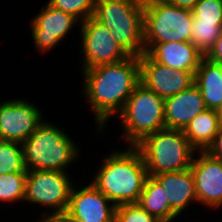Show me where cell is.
I'll return each mask as SVG.
<instances>
[{"mask_svg": "<svg viewBox=\"0 0 222 222\" xmlns=\"http://www.w3.org/2000/svg\"><path fill=\"white\" fill-rule=\"evenodd\" d=\"M146 53L156 62L189 72H196L204 57L189 41L155 43Z\"/></svg>", "mask_w": 222, "mask_h": 222, "instance_id": "cell-16", "label": "cell"}, {"mask_svg": "<svg viewBox=\"0 0 222 222\" xmlns=\"http://www.w3.org/2000/svg\"><path fill=\"white\" fill-rule=\"evenodd\" d=\"M165 3L176 5L180 8L192 10L199 0H159Z\"/></svg>", "mask_w": 222, "mask_h": 222, "instance_id": "cell-30", "label": "cell"}, {"mask_svg": "<svg viewBox=\"0 0 222 222\" xmlns=\"http://www.w3.org/2000/svg\"><path fill=\"white\" fill-rule=\"evenodd\" d=\"M217 64H219V66L221 67V70H222V63H217Z\"/></svg>", "mask_w": 222, "mask_h": 222, "instance_id": "cell-32", "label": "cell"}, {"mask_svg": "<svg viewBox=\"0 0 222 222\" xmlns=\"http://www.w3.org/2000/svg\"><path fill=\"white\" fill-rule=\"evenodd\" d=\"M72 178L74 177L69 172L27 170L24 202L33 204L32 206L36 204L35 206L38 205L37 207L43 209V212L40 211L41 218L38 220L67 212L71 191L75 184Z\"/></svg>", "mask_w": 222, "mask_h": 222, "instance_id": "cell-8", "label": "cell"}, {"mask_svg": "<svg viewBox=\"0 0 222 222\" xmlns=\"http://www.w3.org/2000/svg\"><path fill=\"white\" fill-rule=\"evenodd\" d=\"M164 99L139 83L116 116L125 146H135L147 135L165 129Z\"/></svg>", "mask_w": 222, "mask_h": 222, "instance_id": "cell-5", "label": "cell"}, {"mask_svg": "<svg viewBox=\"0 0 222 222\" xmlns=\"http://www.w3.org/2000/svg\"><path fill=\"white\" fill-rule=\"evenodd\" d=\"M166 191L170 208L182 216L193 203L197 204L195 180L191 169L154 176ZM189 206V207H188Z\"/></svg>", "mask_w": 222, "mask_h": 222, "instance_id": "cell-17", "label": "cell"}, {"mask_svg": "<svg viewBox=\"0 0 222 222\" xmlns=\"http://www.w3.org/2000/svg\"><path fill=\"white\" fill-rule=\"evenodd\" d=\"M89 181L74 184L67 212L80 222H115L116 206Z\"/></svg>", "mask_w": 222, "mask_h": 222, "instance_id": "cell-14", "label": "cell"}, {"mask_svg": "<svg viewBox=\"0 0 222 222\" xmlns=\"http://www.w3.org/2000/svg\"><path fill=\"white\" fill-rule=\"evenodd\" d=\"M145 0H95L93 17L110 31L129 56L145 53L143 11Z\"/></svg>", "mask_w": 222, "mask_h": 222, "instance_id": "cell-4", "label": "cell"}, {"mask_svg": "<svg viewBox=\"0 0 222 222\" xmlns=\"http://www.w3.org/2000/svg\"><path fill=\"white\" fill-rule=\"evenodd\" d=\"M27 172L22 145L19 142L0 140V174Z\"/></svg>", "mask_w": 222, "mask_h": 222, "instance_id": "cell-23", "label": "cell"}, {"mask_svg": "<svg viewBox=\"0 0 222 222\" xmlns=\"http://www.w3.org/2000/svg\"><path fill=\"white\" fill-rule=\"evenodd\" d=\"M140 83L161 98L174 96L194 84L195 72L172 69L154 61L146 52L139 57Z\"/></svg>", "mask_w": 222, "mask_h": 222, "instance_id": "cell-12", "label": "cell"}, {"mask_svg": "<svg viewBox=\"0 0 222 222\" xmlns=\"http://www.w3.org/2000/svg\"><path fill=\"white\" fill-rule=\"evenodd\" d=\"M51 6L76 17L81 23L92 17L95 0H48Z\"/></svg>", "mask_w": 222, "mask_h": 222, "instance_id": "cell-24", "label": "cell"}, {"mask_svg": "<svg viewBox=\"0 0 222 222\" xmlns=\"http://www.w3.org/2000/svg\"><path fill=\"white\" fill-rule=\"evenodd\" d=\"M101 162L89 177L92 184L115 206L137 203L148 177L139 150L135 146L124 150L116 147Z\"/></svg>", "mask_w": 222, "mask_h": 222, "instance_id": "cell-2", "label": "cell"}, {"mask_svg": "<svg viewBox=\"0 0 222 222\" xmlns=\"http://www.w3.org/2000/svg\"><path fill=\"white\" fill-rule=\"evenodd\" d=\"M210 61L215 63H222V31L215 42V46L205 56Z\"/></svg>", "mask_w": 222, "mask_h": 222, "instance_id": "cell-28", "label": "cell"}, {"mask_svg": "<svg viewBox=\"0 0 222 222\" xmlns=\"http://www.w3.org/2000/svg\"><path fill=\"white\" fill-rule=\"evenodd\" d=\"M190 169L195 180L198 206L220 210L222 208V160L214 158L206 151H196Z\"/></svg>", "mask_w": 222, "mask_h": 222, "instance_id": "cell-13", "label": "cell"}, {"mask_svg": "<svg viewBox=\"0 0 222 222\" xmlns=\"http://www.w3.org/2000/svg\"><path fill=\"white\" fill-rule=\"evenodd\" d=\"M115 222H160L138 203L116 206Z\"/></svg>", "mask_w": 222, "mask_h": 222, "instance_id": "cell-25", "label": "cell"}, {"mask_svg": "<svg viewBox=\"0 0 222 222\" xmlns=\"http://www.w3.org/2000/svg\"><path fill=\"white\" fill-rule=\"evenodd\" d=\"M192 23V10L159 0H145L143 11L145 52L155 43L190 42Z\"/></svg>", "mask_w": 222, "mask_h": 222, "instance_id": "cell-7", "label": "cell"}, {"mask_svg": "<svg viewBox=\"0 0 222 222\" xmlns=\"http://www.w3.org/2000/svg\"><path fill=\"white\" fill-rule=\"evenodd\" d=\"M65 130L53 121L44 120L21 143L27 170L70 171L69 167L83 157V150Z\"/></svg>", "mask_w": 222, "mask_h": 222, "instance_id": "cell-3", "label": "cell"}, {"mask_svg": "<svg viewBox=\"0 0 222 222\" xmlns=\"http://www.w3.org/2000/svg\"><path fill=\"white\" fill-rule=\"evenodd\" d=\"M221 123L222 118L218 111L205 109L187 125L183 132L196 151H206L213 143Z\"/></svg>", "mask_w": 222, "mask_h": 222, "instance_id": "cell-19", "label": "cell"}, {"mask_svg": "<svg viewBox=\"0 0 222 222\" xmlns=\"http://www.w3.org/2000/svg\"><path fill=\"white\" fill-rule=\"evenodd\" d=\"M192 13L200 22H222V0H199Z\"/></svg>", "mask_w": 222, "mask_h": 222, "instance_id": "cell-26", "label": "cell"}, {"mask_svg": "<svg viewBox=\"0 0 222 222\" xmlns=\"http://www.w3.org/2000/svg\"><path fill=\"white\" fill-rule=\"evenodd\" d=\"M166 129L184 130L206 108L199 88L193 84L186 90L164 99Z\"/></svg>", "mask_w": 222, "mask_h": 222, "instance_id": "cell-15", "label": "cell"}, {"mask_svg": "<svg viewBox=\"0 0 222 222\" xmlns=\"http://www.w3.org/2000/svg\"><path fill=\"white\" fill-rule=\"evenodd\" d=\"M135 147L150 176L190 169L196 152L183 130L166 128L147 135Z\"/></svg>", "mask_w": 222, "mask_h": 222, "instance_id": "cell-6", "label": "cell"}, {"mask_svg": "<svg viewBox=\"0 0 222 222\" xmlns=\"http://www.w3.org/2000/svg\"><path fill=\"white\" fill-rule=\"evenodd\" d=\"M27 172L0 174V204H23ZM20 201V202H19ZM19 202V203H18Z\"/></svg>", "mask_w": 222, "mask_h": 222, "instance_id": "cell-22", "label": "cell"}, {"mask_svg": "<svg viewBox=\"0 0 222 222\" xmlns=\"http://www.w3.org/2000/svg\"><path fill=\"white\" fill-rule=\"evenodd\" d=\"M218 112H219V114H220V116L222 118V107H221V109Z\"/></svg>", "mask_w": 222, "mask_h": 222, "instance_id": "cell-31", "label": "cell"}, {"mask_svg": "<svg viewBox=\"0 0 222 222\" xmlns=\"http://www.w3.org/2000/svg\"><path fill=\"white\" fill-rule=\"evenodd\" d=\"M80 32V61L81 71L92 67L121 62L130 56L116 42L106 26L93 16L83 21Z\"/></svg>", "mask_w": 222, "mask_h": 222, "instance_id": "cell-9", "label": "cell"}, {"mask_svg": "<svg viewBox=\"0 0 222 222\" xmlns=\"http://www.w3.org/2000/svg\"><path fill=\"white\" fill-rule=\"evenodd\" d=\"M194 84L199 88L206 108L219 111L222 107V70L219 64L204 56L195 72Z\"/></svg>", "mask_w": 222, "mask_h": 222, "instance_id": "cell-18", "label": "cell"}, {"mask_svg": "<svg viewBox=\"0 0 222 222\" xmlns=\"http://www.w3.org/2000/svg\"><path fill=\"white\" fill-rule=\"evenodd\" d=\"M34 222H80L74 217H72L68 212H61L58 214H53L43 219L35 220Z\"/></svg>", "mask_w": 222, "mask_h": 222, "instance_id": "cell-29", "label": "cell"}, {"mask_svg": "<svg viewBox=\"0 0 222 222\" xmlns=\"http://www.w3.org/2000/svg\"><path fill=\"white\" fill-rule=\"evenodd\" d=\"M206 152L214 158L222 160V123L213 143L207 148Z\"/></svg>", "mask_w": 222, "mask_h": 222, "instance_id": "cell-27", "label": "cell"}, {"mask_svg": "<svg viewBox=\"0 0 222 222\" xmlns=\"http://www.w3.org/2000/svg\"><path fill=\"white\" fill-rule=\"evenodd\" d=\"M81 72L80 94L93 112L96 132L104 133L108 122L123 110L140 83L139 57L130 56L118 63L98 65Z\"/></svg>", "mask_w": 222, "mask_h": 222, "instance_id": "cell-1", "label": "cell"}, {"mask_svg": "<svg viewBox=\"0 0 222 222\" xmlns=\"http://www.w3.org/2000/svg\"><path fill=\"white\" fill-rule=\"evenodd\" d=\"M137 203L160 222H174L179 217L170 208L166 191L154 176L146 178Z\"/></svg>", "mask_w": 222, "mask_h": 222, "instance_id": "cell-20", "label": "cell"}, {"mask_svg": "<svg viewBox=\"0 0 222 222\" xmlns=\"http://www.w3.org/2000/svg\"><path fill=\"white\" fill-rule=\"evenodd\" d=\"M12 98L0 102V140L22 143L46 119L33 101Z\"/></svg>", "mask_w": 222, "mask_h": 222, "instance_id": "cell-11", "label": "cell"}, {"mask_svg": "<svg viewBox=\"0 0 222 222\" xmlns=\"http://www.w3.org/2000/svg\"><path fill=\"white\" fill-rule=\"evenodd\" d=\"M33 18L29 21L31 40L35 50L45 55L62 45L67 35L81 22L74 16L54 8L48 2L43 4Z\"/></svg>", "mask_w": 222, "mask_h": 222, "instance_id": "cell-10", "label": "cell"}, {"mask_svg": "<svg viewBox=\"0 0 222 222\" xmlns=\"http://www.w3.org/2000/svg\"><path fill=\"white\" fill-rule=\"evenodd\" d=\"M222 31V22H200L193 17L190 42L206 56L215 46Z\"/></svg>", "mask_w": 222, "mask_h": 222, "instance_id": "cell-21", "label": "cell"}]
</instances>
